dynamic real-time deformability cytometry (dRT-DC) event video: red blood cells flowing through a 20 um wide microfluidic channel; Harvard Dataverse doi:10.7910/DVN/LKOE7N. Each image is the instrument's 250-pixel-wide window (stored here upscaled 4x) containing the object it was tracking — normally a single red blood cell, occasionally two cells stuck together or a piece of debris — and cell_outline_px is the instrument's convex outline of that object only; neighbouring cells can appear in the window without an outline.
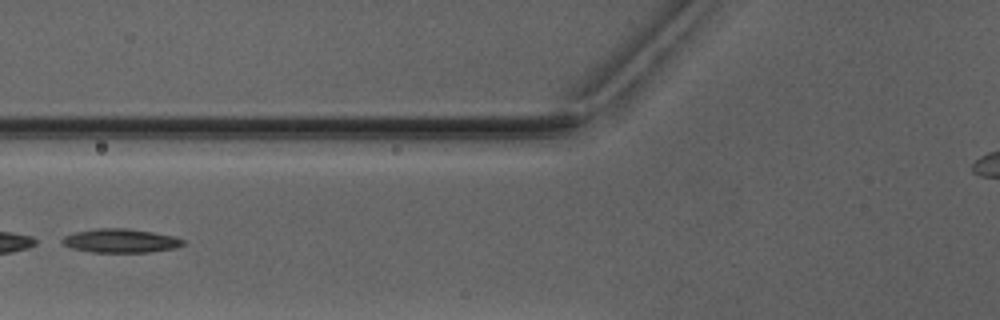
{"species": "Egyptian fruit bat (a non-hibernating species)", "species_latin": "Rousettus aegyptiacus", "temperature_condition": "warm", "stored_images_in_passage": 6, "camera_frame_rate_fps": 3000, "um_per_image_px": 0.085, "animal": {"sex": "male"}, "frame": {"image": 1, "passage_image": 6, "time_ms": 6.0, "image_size_px": [1000, 320], "cell_outline_px": [[184, 244], [176, 248], [152, 252], [92, 252], [72, 248], [60, 244], [60, 240], [64, 236], [76, 232], [96, 228], [128, 228], [152, 232], [172, 236], [184, 240]], "centroid_in_image_um": [10.22, 20.46], "position_along_channel_um": 115.6, "area_um2": 16.82}}